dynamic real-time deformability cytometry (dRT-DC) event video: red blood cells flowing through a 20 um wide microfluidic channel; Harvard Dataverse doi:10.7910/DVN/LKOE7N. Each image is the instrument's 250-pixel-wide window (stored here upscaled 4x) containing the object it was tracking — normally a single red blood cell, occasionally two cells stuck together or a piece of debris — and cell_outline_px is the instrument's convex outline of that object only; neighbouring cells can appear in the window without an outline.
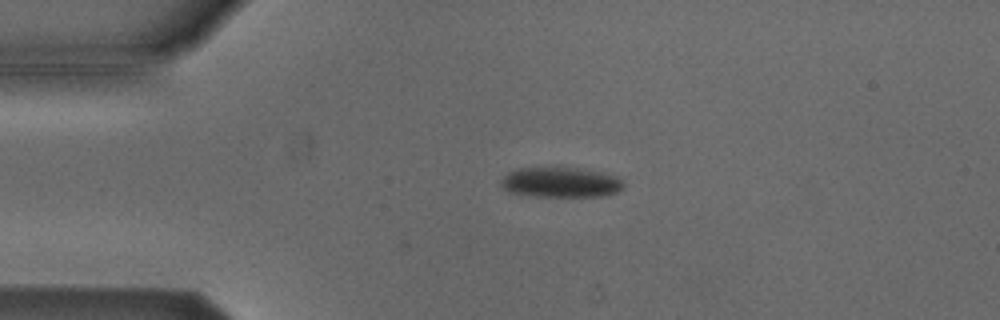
{"species": "Egyptian fruit bat (a non-hibernating species)", "species_latin": "Rousettus aegyptiacus", "temperature_condition": "cold", "stored_images_in_passage": 43, "camera_frame_rate_fps": 3000, "um_per_image_px": 0.085, "animal": {"sex": "male"}, "frame": {"image": 1, "passage_image": 1, "time_ms": 0.0, "image_size_px": [1000, 320], "cell_outline_px": [[624, 188], [616, 192], [604, 196], [520, 196], [508, 192], [500, 184], [500, 180], [508, 172], [516, 168], [576, 168], [600, 172], [620, 176], [624, 184]], "centroid_in_image_um": [47.64, 15.51], "position_along_channel_um": 37.4, "area_um2": 21.79}}
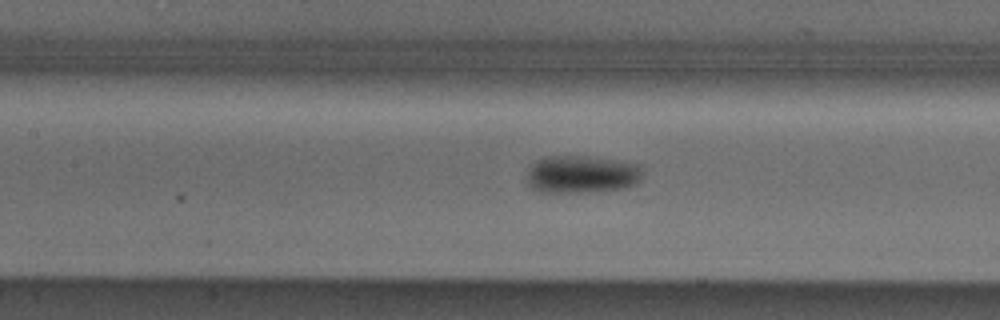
{"frame": {"image": 2, "passage_image": 13, "time_ms": 4.0, "image_size_px": [1000, 320], "cell_outline_px": [[640, 180], [636, 184], [624, 188], [580, 192], [540, 192], [532, 188], [528, 184], [528, 168], [536, 160], [548, 156], [596, 156], [640, 164]], "centroid_in_image_um": [49.43, 14.8], "position_along_channel_um": 158.0, "area_um2": 25.49}}
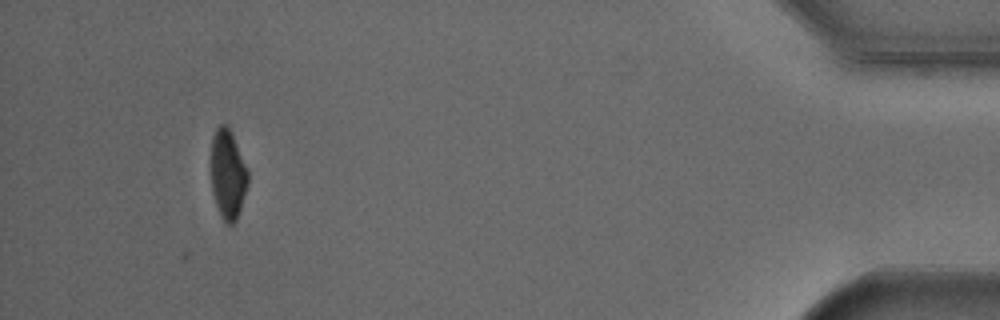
{"frame": {"image": 3, "passage_image": 39, "time_ms": 12.667, "image_size_px": [1000, 320], "cell_outline_px": [[248, 184], [236, 220], [232, 224], [228, 224], [220, 216], [212, 192], [212, 136], [216, 128], [220, 124], [228, 124], [248, 168]], "centroid_in_image_um": [19.38, 14.78], "position_along_channel_um": 415.8, "area_um2": 19.19}, "authors_computed_cell_mechanics": {"area_um2": 23.698, "velocity_mm_per_s": 3.8186, "shape_relaxation_time_tau1_ms": 4.3833, "shape_relaxation_time_tau2_ms": null, "deformation_change_tau1": 0.1077, "deformation_change_tau2": null}}